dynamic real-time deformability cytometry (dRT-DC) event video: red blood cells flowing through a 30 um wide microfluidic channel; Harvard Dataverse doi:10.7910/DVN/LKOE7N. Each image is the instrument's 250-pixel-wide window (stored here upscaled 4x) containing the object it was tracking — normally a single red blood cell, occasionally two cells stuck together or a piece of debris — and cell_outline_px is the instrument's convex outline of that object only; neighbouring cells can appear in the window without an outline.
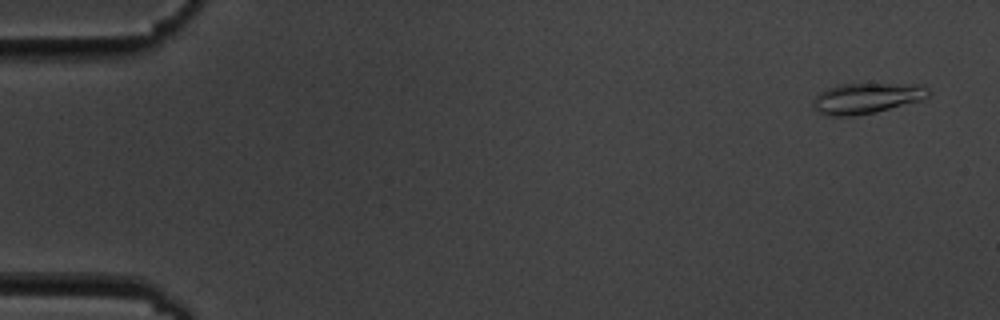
{"species": "common noctule bat (a hibernating species)", "species_latin": "Nyctalus noctula", "temperature_condition": "cold", "stored_images_in_passage": 5, "camera_frame_rate_fps": 3000, "um_per_image_px": 0.085, "animal": {"sex": "male", "body_mass_g": 19.5, "forearm_length_mm": 54.6}, "frame": {"image": 1, "passage_image": 1, "time_ms": 0.0, "image_size_px": [1000, 320], "cell_outline_px": [[932, 92], [928, 96], [920, 100], [876, 112], [852, 116], [832, 116], [820, 112], [812, 108], [812, 104], [816, 96], [820, 92], [828, 88], [840, 84], [924, 84]], "centroid_in_image_um": [73.68, 8.34], "position_along_channel_um": 11.3, "area_um2": 20.52}}
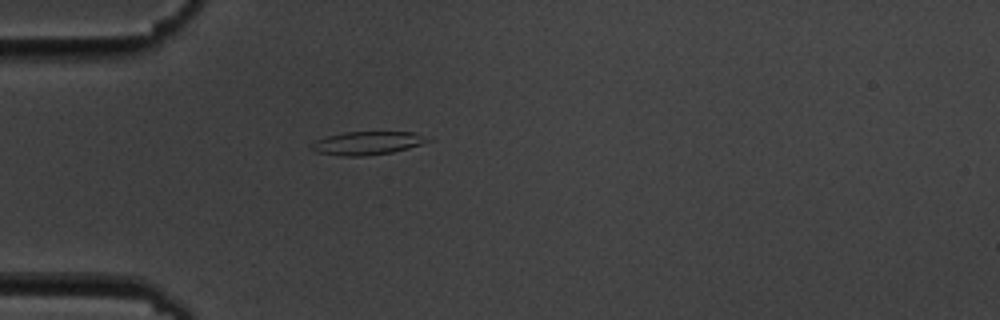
{"frame": {"image": 2, "passage_image": 5, "time_ms": 4.667, "image_size_px": [1000, 320], "cell_outline_px": [[432, 140], [408, 148], [392, 152], [364, 156], [340, 156], [316, 152], [308, 148], [316, 140], [328, 136], [344, 132], [412, 132]], "centroid_in_image_um": [31.15, 12.17], "position_along_channel_um": 53.8, "area_um2": 15.61}}